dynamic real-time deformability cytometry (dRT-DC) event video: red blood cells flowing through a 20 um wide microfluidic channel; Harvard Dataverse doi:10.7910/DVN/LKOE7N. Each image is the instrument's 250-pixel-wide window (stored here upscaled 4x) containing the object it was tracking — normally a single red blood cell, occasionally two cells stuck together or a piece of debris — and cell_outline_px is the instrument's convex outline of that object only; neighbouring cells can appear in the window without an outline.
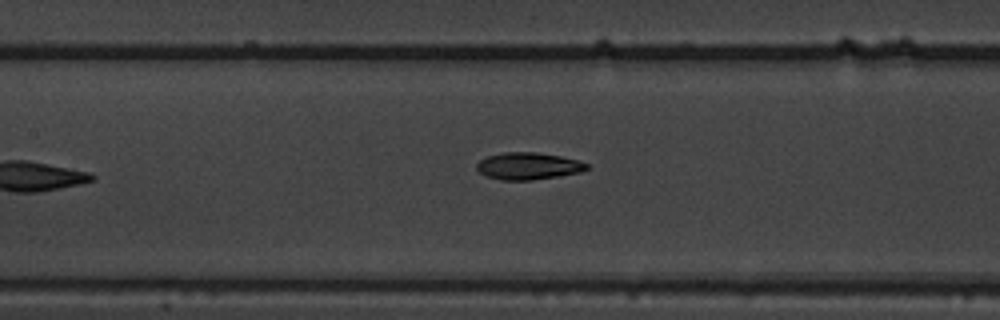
{"species": "common noctule bat (a hibernating species)", "species_latin": "Nyctalus noctula", "temperature_condition": "warm", "stored_images_in_passage": 9, "camera_frame_rate_fps": 3000, "um_per_image_px": 0.085, "animal": {"sex": "male", "body_mass_g": 19.5, "forearm_length_mm": 54.6}, "frame": {"image": 1, "passage_image": 8, "time_ms": 2.333, "image_size_px": [1000, 320], "cell_outline_px": [[588, 168], [580, 172], [532, 180], [500, 180], [488, 176], [480, 172], [476, 168], [476, 164], [480, 160], [488, 156], [504, 152], [536, 152], [560, 156], [576, 160], [588, 164]], "centroid_in_image_um": [44.87, 14.11], "position_along_channel_um": 162.5, "area_um2": 17.11}}
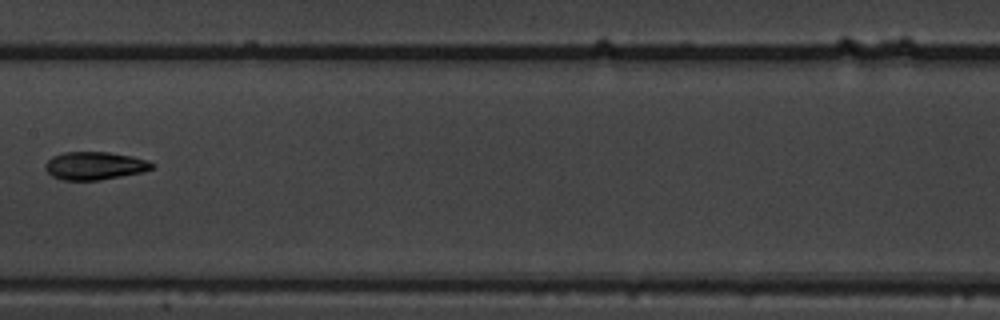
{"frame": {"image": 2, "passage_image": 9, "time_ms": 2.667, "image_size_px": [1000, 320], "cell_outline_px": [[156, 164], [152, 168], [140, 172], [100, 180], [64, 180], [52, 176], [44, 168], [44, 164], [52, 156], [64, 152], [108, 152], [132, 156], [148, 160]], "centroid_in_image_um": [8.03, 14.08], "position_along_channel_um": 199.4, "area_um2": 17.34}}